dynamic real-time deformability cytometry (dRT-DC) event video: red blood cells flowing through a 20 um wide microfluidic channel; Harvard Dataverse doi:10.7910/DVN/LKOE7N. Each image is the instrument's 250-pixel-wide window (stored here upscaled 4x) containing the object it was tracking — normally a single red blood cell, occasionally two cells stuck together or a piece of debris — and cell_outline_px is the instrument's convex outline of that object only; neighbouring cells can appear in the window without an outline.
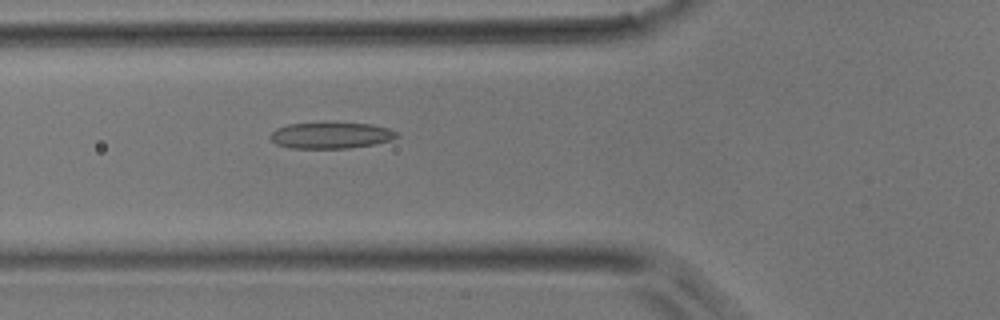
{"species": "common noctule bat (a hibernating species)", "species_latin": "Nyctalus noctula", "temperature_condition": "room temperature", "stored_images_in_passage": 41, "camera_frame_rate_fps": 3000, "um_per_image_px": 0.085, "animal": {"sex": "male", "body_mass_g": 17.9}, "frame": {"image": 1, "passage_image": 12, "time_ms": 3.667, "image_size_px": [1000, 320], "cell_outline_px": [[400, 136], [392, 140], [376, 144], [348, 148], [288, 148], [276, 144], [268, 136], [276, 128], [288, 124], [372, 124], [388, 128], [396, 132]], "centroid_in_image_um": [28.13, 11.53], "position_along_channel_um": 97.7, "area_um2": 19.07}}
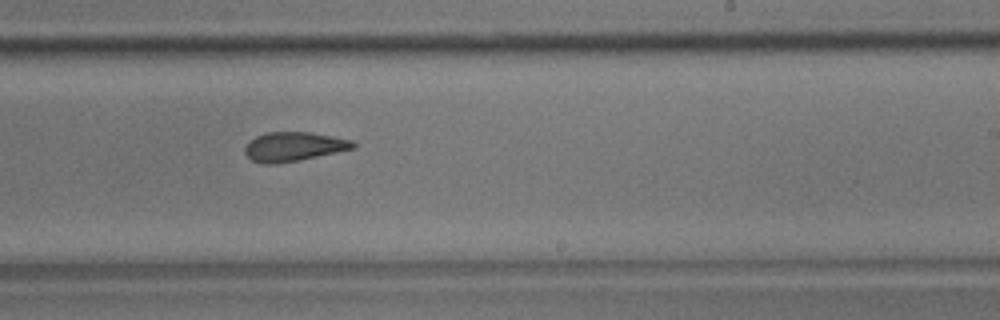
{"frame": {"image": 2, "passage_image": 24, "time_ms": 7.667, "image_size_px": [1000, 320], "cell_outline_px": [[356, 148], [300, 160], [276, 164], [264, 164], [252, 160], [244, 152], [244, 148], [248, 140], [256, 136], [268, 132], [312, 132], [352, 140], [356, 144]], "centroid_in_image_um": [24.95, 12.46], "position_along_channel_um": 264.0, "area_um2": 18.55}}
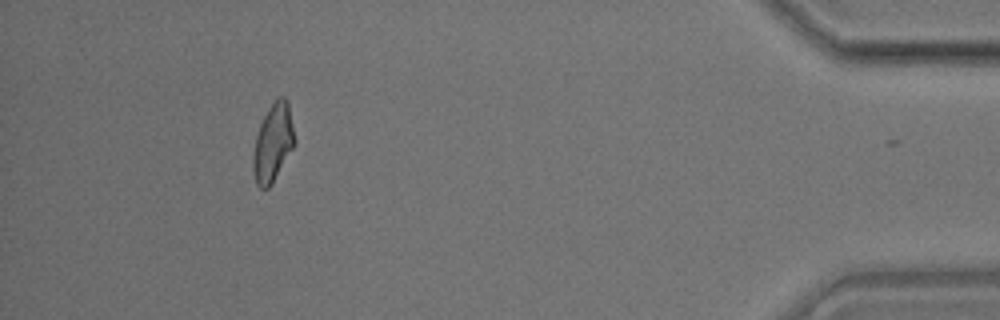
{"frame": {"image": 3, "passage_image": 39, "time_ms": 12.667, "image_size_px": [1000, 320], "cell_outline_px": [[296, 140], [292, 148], [272, 184], [268, 188], [260, 188], [256, 184], [252, 168], [252, 156], [256, 136], [260, 124], [268, 108], [280, 96], [284, 96], [288, 100]], "centroid_in_image_um": [23.2, 12.13], "position_along_channel_um": 412.0, "area_um2": 18.79}}